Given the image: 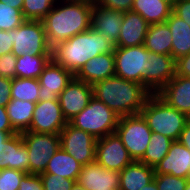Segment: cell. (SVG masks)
<instances>
[{
	"mask_svg": "<svg viewBox=\"0 0 190 190\" xmlns=\"http://www.w3.org/2000/svg\"><path fill=\"white\" fill-rule=\"evenodd\" d=\"M25 21L22 11L0 1V29L10 31Z\"/></svg>",
	"mask_w": 190,
	"mask_h": 190,
	"instance_id": "obj_33",
	"label": "cell"
},
{
	"mask_svg": "<svg viewBox=\"0 0 190 190\" xmlns=\"http://www.w3.org/2000/svg\"><path fill=\"white\" fill-rule=\"evenodd\" d=\"M58 0H24L22 14L25 20L42 21Z\"/></svg>",
	"mask_w": 190,
	"mask_h": 190,
	"instance_id": "obj_32",
	"label": "cell"
},
{
	"mask_svg": "<svg viewBox=\"0 0 190 190\" xmlns=\"http://www.w3.org/2000/svg\"><path fill=\"white\" fill-rule=\"evenodd\" d=\"M134 0H97L95 3L99 7L114 9L116 11H131Z\"/></svg>",
	"mask_w": 190,
	"mask_h": 190,
	"instance_id": "obj_38",
	"label": "cell"
},
{
	"mask_svg": "<svg viewBox=\"0 0 190 190\" xmlns=\"http://www.w3.org/2000/svg\"><path fill=\"white\" fill-rule=\"evenodd\" d=\"M144 46L149 52L171 55V31L166 22L149 25Z\"/></svg>",
	"mask_w": 190,
	"mask_h": 190,
	"instance_id": "obj_26",
	"label": "cell"
},
{
	"mask_svg": "<svg viewBox=\"0 0 190 190\" xmlns=\"http://www.w3.org/2000/svg\"><path fill=\"white\" fill-rule=\"evenodd\" d=\"M93 97L106 104L119 117L140 114L152 94L143 84L128 81L116 75L97 82Z\"/></svg>",
	"mask_w": 190,
	"mask_h": 190,
	"instance_id": "obj_2",
	"label": "cell"
},
{
	"mask_svg": "<svg viewBox=\"0 0 190 190\" xmlns=\"http://www.w3.org/2000/svg\"><path fill=\"white\" fill-rule=\"evenodd\" d=\"M70 190H85L81 185H79L77 182L72 186Z\"/></svg>",
	"mask_w": 190,
	"mask_h": 190,
	"instance_id": "obj_49",
	"label": "cell"
},
{
	"mask_svg": "<svg viewBox=\"0 0 190 190\" xmlns=\"http://www.w3.org/2000/svg\"><path fill=\"white\" fill-rule=\"evenodd\" d=\"M178 141L190 151V121L185 124Z\"/></svg>",
	"mask_w": 190,
	"mask_h": 190,
	"instance_id": "obj_45",
	"label": "cell"
},
{
	"mask_svg": "<svg viewBox=\"0 0 190 190\" xmlns=\"http://www.w3.org/2000/svg\"><path fill=\"white\" fill-rule=\"evenodd\" d=\"M165 1L169 2V3L173 6V4H174V2H175L176 0H165Z\"/></svg>",
	"mask_w": 190,
	"mask_h": 190,
	"instance_id": "obj_51",
	"label": "cell"
},
{
	"mask_svg": "<svg viewBox=\"0 0 190 190\" xmlns=\"http://www.w3.org/2000/svg\"><path fill=\"white\" fill-rule=\"evenodd\" d=\"M6 168L29 173L28 149L23 143L21 133L11 135L0 145V170Z\"/></svg>",
	"mask_w": 190,
	"mask_h": 190,
	"instance_id": "obj_18",
	"label": "cell"
},
{
	"mask_svg": "<svg viewBox=\"0 0 190 190\" xmlns=\"http://www.w3.org/2000/svg\"><path fill=\"white\" fill-rule=\"evenodd\" d=\"M67 123L63 117L59 100L38 101L28 131L59 134Z\"/></svg>",
	"mask_w": 190,
	"mask_h": 190,
	"instance_id": "obj_12",
	"label": "cell"
},
{
	"mask_svg": "<svg viewBox=\"0 0 190 190\" xmlns=\"http://www.w3.org/2000/svg\"><path fill=\"white\" fill-rule=\"evenodd\" d=\"M16 61L15 54L7 53L0 56V77L13 79L16 77Z\"/></svg>",
	"mask_w": 190,
	"mask_h": 190,
	"instance_id": "obj_37",
	"label": "cell"
},
{
	"mask_svg": "<svg viewBox=\"0 0 190 190\" xmlns=\"http://www.w3.org/2000/svg\"><path fill=\"white\" fill-rule=\"evenodd\" d=\"M172 12L190 26V0H176Z\"/></svg>",
	"mask_w": 190,
	"mask_h": 190,
	"instance_id": "obj_40",
	"label": "cell"
},
{
	"mask_svg": "<svg viewBox=\"0 0 190 190\" xmlns=\"http://www.w3.org/2000/svg\"><path fill=\"white\" fill-rule=\"evenodd\" d=\"M123 22V12L94 3L91 11V27L101 33L114 47L117 45L120 29Z\"/></svg>",
	"mask_w": 190,
	"mask_h": 190,
	"instance_id": "obj_17",
	"label": "cell"
},
{
	"mask_svg": "<svg viewBox=\"0 0 190 190\" xmlns=\"http://www.w3.org/2000/svg\"><path fill=\"white\" fill-rule=\"evenodd\" d=\"M175 62L172 55L149 52L143 85L157 94L175 76Z\"/></svg>",
	"mask_w": 190,
	"mask_h": 190,
	"instance_id": "obj_14",
	"label": "cell"
},
{
	"mask_svg": "<svg viewBox=\"0 0 190 190\" xmlns=\"http://www.w3.org/2000/svg\"><path fill=\"white\" fill-rule=\"evenodd\" d=\"M12 48V30L3 31L0 29V56L7 53H11Z\"/></svg>",
	"mask_w": 190,
	"mask_h": 190,
	"instance_id": "obj_43",
	"label": "cell"
},
{
	"mask_svg": "<svg viewBox=\"0 0 190 190\" xmlns=\"http://www.w3.org/2000/svg\"><path fill=\"white\" fill-rule=\"evenodd\" d=\"M114 75V53H102L87 61L74 77L93 86Z\"/></svg>",
	"mask_w": 190,
	"mask_h": 190,
	"instance_id": "obj_22",
	"label": "cell"
},
{
	"mask_svg": "<svg viewBox=\"0 0 190 190\" xmlns=\"http://www.w3.org/2000/svg\"><path fill=\"white\" fill-rule=\"evenodd\" d=\"M185 190H190V179H188V181H187Z\"/></svg>",
	"mask_w": 190,
	"mask_h": 190,
	"instance_id": "obj_50",
	"label": "cell"
},
{
	"mask_svg": "<svg viewBox=\"0 0 190 190\" xmlns=\"http://www.w3.org/2000/svg\"><path fill=\"white\" fill-rule=\"evenodd\" d=\"M52 55L24 54L17 57L16 77L38 79L45 65L50 61Z\"/></svg>",
	"mask_w": 190,
	"mask_h": 190,
	"instance_id": "obj_29",
	"label": "cell"
},
{
	"mask_svg": "<svg viewBox=\"0 0 190 190\" xmlns=\"http://www.w3.org/2000/svg\"><path fill=\"white\" fill-rule=\"evenodd\" d=\"M92 98L93 87L73 77L58 97L65 120L69 122L78 115L89 104Z\"/></svg>",
	"mask_w": 190,
	"mask_h": 190,
	"instance_id": "obj_13",
	"label": "cell"
},
{
	"mask_svg": "<svg viewBox=\"0 0 190 190\" xmlns=\"http://www.w3.org/2000/svg\"><path fill=\"white\" fill-rule=\"evenodd\" d=\"M140 190H158V187L156 185V181L155 179H153L152 181H150L149 184L145 185L142 189Z\"/></svg>",
	"mask_w": 190,
	"mask_h": 190,
	"instance_id": "obj_47",
	"label": "cell"
},
{
	"mask_svg": "<svg viewBox=\"0 0 190 190\" xmlns=\"http://www.w3.org/2000/svg\"><path fill=\"white\" fill-rule=\"evenodd\" d=\"M154 179L158 190H185L187 178L172 176L170 174H155Z\"/></svg>",
	"mask_w": 190,
	"mask_h": 190,
	"instance_id": "obj_34",
	"label": "cell"
},
{
	"mask_svg": "<svg viewBox=\"0 0 190 190\" xmlns=\"http://www.w3.org/2000/svg\"><path fill=\"white\" fill-rule=\"evenodd\" d=\"M0 131L8 132L10 135L17 133L10 123L6 106H0Z\"/></svg>",
	"mask_w": 190,
	"mask_h": 190,
	"instance_id": "obj_44",
	"label": "cell"
},
{
	"mask_svg": "<svg viewBox=\"0 0 190 190\" xmlns=\"http://www.w3.org/2000/svg\"><path fill=\"white\" fill-rule=\"evenodd\" d=\"M12 79L0 77V106H6L11 99Z\"/></svg>",
	"mask_w": 190,
	"mask_h": 190,
	"instance_id": "obj_41",
	"label": "cell"
},
{
	"mask_svg": "<svg viewBox=\"0 0 190 190\" xmlns=\"http://www.w3.org/2000/svg\"><path fill=\"white\" fill-rule=\"evenodd\" d=\"M115 75L128 81L143 84L149 51L144 44L114 48Z\"/></svg>",
	"mask_w": 190,
	"mask_h": 190,
	"instance_id": "obj_9",
	"label": "cell"
},
{
	"mask_svg": "<svg viewBox=\"0 0 190 190\" xmlns=\"http://www.w3.org/2000/svg\"><path fill=\"white\" fill-rule=\"evenodd\" d=\"M175 74L190 78V53L176 59Z\"/></svg>",
	"mask_w": 190,
	"mask_h": 190,
	"instance_id": "obj_42",
	"label": "cell"
},
{
	"mask_svg": "<svg viewBox=\"0 0 190 190\" xmlns=\"http://www.w3.org/2000/svg\"><path fill=\"white\" fill-rule=\"evenodd\" d=\"M165 22L171 31L172 57L176 60L188 55L190 53V26L173 12Z\"/></svg>",
	"mask_w": 190,
	"mask_h": 190,
	"instance_id": "obj_24",
	"label": "cell"
},
{
	"mask_svg": "<svg viewBox=\"0 0 190 190\" xmlns=\"http://www.w3.org/2000/svg\"><path fill=\"white\" fill-rule=\"evenodd\" d=\"M82 165L79 164L71 155L60 148L50 157L47 168L41 174H55L67 179L77 181Z\"/></svg>",
	"mask_w": 190,
	"mask_h": 190,
	"instance_id": "obj_28",
	"label": "cell"
},
{
	"mask_svg": "<svg viewBox=\"0 0 190 190\" xmlns=\"http://www.w3.org/2000/svg\"><path fill=\"white\" fill-rule=\"evenodd\" d=\"M172 143L173 140L169 137L152 132L150 144L148 145L144 156L139 161L155 168L167 155Z\"/></svg>",
	"mask_w": 190,
	"mask_h": 190,
	"instance_id": "obj_30",
	"label": "cell"
},
{
	"mask_svg": "<svg viewBox=\"0 0 190 190\" xmlns=\"http://www.w3.org/2000/svg\"><path fill=\"white\" fill-rule=\"evenodd\" d=\"M19 190H43L40 175L26 173L21 178Z\"/></svg>",
	"mask_w": 190,
	"mask_h": 190,
	"instance_id": "obj_39",
	"label": "cell"
},
{
	"mask_svg": "<svg viewBox=\"0 0 190 190\" xmlns=\"http://www.w3.org/2000/svg\"><path fill=\"white\" fill-rule=\"evenodd\" d=\"M12 42V53L17 57L24 54L52 55L42 21L25 20L20 26L12 29Z\"/></svg>",
	"mask_w": 190,
	"mask_h": 190,
	"instance_id": "obj_7",
	"label": "cell"
},
{
	"mask_svg": "<svg viewBox=\"0 0 190 190\" xmlns=\"http://www.w3.org/2000/svg\"><path fill=\"white\" fill-rule=\"evenodd\" d=\"M141 114L152 132L167 136L173 141H178L189 121L185 114L169 106L157 94H151L147 98Z\"/></svg>",
	"mask_w": 190,
	"mask_h": 190,
	"instance_id": "obj_4",
	"label": "cell"
},
{
	"mask_svg": "<svg viewBox=\"0 0 190 190\" xmlns=\"http://www.w3.org/2000/svg\"><path fill=\"white\" fill-rule=\"evenodd\" d=\"M154 172L190 179V151L179 141H173L167 155L154 168Z\"/></svg>",
	"mask_w": 190,
	"mask_h": 190,
	"instance_id": "obj_19",
	"label": "cell"
},
{
	"mask_svg": "<svg viewBox=\"0 0 190 190\" xmlns=\"http://www.w3.org/2000/svg\"><path fill=\"white\" fill-rule=\"evenodd\" d=\"M74 75L56 63L52 58L39 76V101L58 100L59 94L66 88Z\"/></svg>",
	"mask_w": 190,
	"mask_h": 190,
	"instance_id": "obj_15",
	"label": "cell"
},
{
	"mask_svg": "<svg viewBox=\"0 0 190 190\" xmlns=\"http://www.w3.org/2000/svg\"><path fill=\"white\" fill-rule=\"evenodd\" d=\"M157 95L169 106L190 116V78L175 74Z\"/></svg>",
	"mask_w": 190,
	"mask_h": 190,
	"instance_id": "obj_20",
	"label": "cell"
},
{
	"mask_svg": "<svg viewBox=\"0 0 190 190\" xmlns=\"http://www.w3.org/2000/svg\"><path fill=\"white\" fill-rule=\"evenodd\" d=\"M36 103L10 99L6 105L7 114L13 129L17 133L28 131L33 118Z\"/></svg>",
	"mask_w": 190,
	"mask_h": 190,
	"instance_id": "obj_27",
	"label": "cell"
},
{
	"mask_svg": "<svg viewBox=\"0 0 190 190\" xmlns=\"http://www.w3.org/2000/svg\"><path fill=\"white\" fill-rule=\"evenodd\" d=\"M114 46L90 27L52 48V59L75 75L91 58L113 53Z\"/></svg>",
	"mask_w": 190,
	"mask_h": 190,
	"instance_id": "obj_3",
	"label": "cell"
},
{
	"mask_svg": "<svg viewBox=\"0 0 190 190\" xmlns=\"http://www.w3.org/2000/svg\"><path fill=\"white\" fill-rule=\"evenodd\" d=\"M25 174L10 168L0 170V190H19L21 178Z\"/></svg>",
	"mask_w": 190,
	"mask_h": 190,
	"instance_id": "obj_36",
	"label": "cell"
},
{
	"mask_svg": "<svg viewBox=\"0 0 190 190\" xmlns=\"http://www.w3.org/2000/svg\"><path fill=\"white\" fill-rule=\"evenodd\" d=\"M21 136L28 149L29 173L37 175L44 173L50 157L60 149L59 134L25 131Z\"/></svg>",
	"mask_w": 190,
	"mask_h": 190,
	"instance_id": "obj_8",
	"label": "cell"
},
{
	"mask_svg": "<svg viewBox=\"0 0 190 190\" xmlns=\"http://www.w3.org/2000/svg\"><path fill=\"white\" fill-rule=\"evenodd\" d=\"M149 24L133 11L123 13V22L116 47H132L144 44Z\"/></svg>",
	"mask_w": 190,
	"mask_h": 190,
	"instance_id": "obj_21",
	"label": "cell"
},
{
	"mask_svg": "<svg viewBox=\"0 0 190 190\" xmlns=\"http://www.w3.org/2000/svg\"><path fill=\"white\" fill-rule=\"evenodd\" d=\"M10 136L8 132L0 131V145H3Z\"/></svg>",
	"mask_w": 190,
	"mask_h": 190,
	"instance_id": "obj_48",
	"label": "cell"
},
{
	"mask_svg": "<svg viewBox=\"0 0 190 190\" xmlns=\"http://www.w3.org/2000/svg\"><path fill=\"white\" fill-rule=\"evenodd\" d=\"M119 116L106 104L93 97L89 104L68 123L96 139L114 133Z\"/></svg>",
	"mask_w": 190,
	"mask_h": 190,
	"instance_id": "obj_5",
	"label": "cell"
},
{
	"mask_svg": "<svg viewBox=\"0 0 190 190\" xmlns=\"http://www.w3.org/2000/svg\"><path fill=\"white\" fill-rule=\"evenodd\" d=\"M95 2L89 0H58L42 20L51 48L91 27V11Z\"/></svg>",
	"mask_w": 190,
	"mask_h": 190,
	"instance_id": "obj_1",
	"label": "cell"
},
{
	"mask_svg": "<svg viewBox=\"0 0 190 190\" xmlns=\"http://www.w3.org/2000/svg\"><path fill=\"white\" fill-rule=\"evenodd\" d=\"M115 132L121 138L129 156L134 161H139L144 156L152 135L142 114L119 117Z\"/></svg>",
	"mask_w": 190,
	"mask_h": 190,
	"instance_id": "obj_6",
	"label": "cell"
},
{
	"mask_svg": "<svg viewBox=\"0 0 190 190\" xmlns=\"http://www.w3.org/2000/svg\"><path fill=\"white\" fill-rule=\"evenodd\" d=\"M173 6L165 0H134L131 11L139 13L149 25L164 23Z\"/></svg>",
	"mask_w": 190,
	"mask_h": 190,
	"instance_id": "obj_25",
	"label": "cell"
},
{
	"mask_svg": "<svg viewBox=\"0 0 190 190\" xmlns=\"http://www.w3.org/2000/svg\"><path fill=\"white\" fill-rule=\"evenodd\" d=\"M39 90V79L15 77L12 79L10 96L11 99L37 103L39 101Z\"/></svg>",
	"mask_w": 190,
	"mask_h": 190,
	"instance_id": "obj_31",
	"label": "cell"
},
{
	"mask_svg": "<svg viewBox=\"0 0 190 190\" xmlns=\"http://www.w3.org/2000/svg\"><path fill=\"white\" fill-rule=\"evenodd\" d=\"M120 173L119 190H140L154 179V168L140 161H132Z\"/></svg>",
	"mask_w": 190,
	"mask_h": 190,
	"instance_id": "obj_23",
	"label": "cell"
},
{
	"mask_svg": "<svg viewBox=\"0 0 190 190\" xmlns=\"http://www.w3.org/2000/svg\"><path fill=\"white\" fill-rule=\"evenodd\" d=\"M43 183V190H70L75 180L67 179L55 174H39Z\"/></svg>",
	"mask_w": 190,
	"mask_h": 190,
	"instance_id": "obj_35",
	"label": "cell"
},
{
	"mask_svg": "<svg viewBox=\"0 0 190 190\" xmlns=\"http://www.w3.org/2000/svg\"><path fill=\"white\" fill-rule=\"evenodd\" d=\"M95 161L103 168L121 172L133 159L116 132L97 139Z\"/></svg>",
	"mask_w": 190,
	"mask_h": 190,
	"instance_id": "obj_11",
	"label": "cell"
},
{
	"mask_svg": "<svg viewBox=\"0 0 190 190\" xmlns=\"http://www.w3.org/2000/svg\"><path fill=\"white\" fill-rule=\"evenodd\" d=\"M5 4H8L9 6L19 9L20 11H22V6H23V2L24 0H0Z\"/></svg>",
	"mask_w": 190,
	"mask_h": 190,
	"instance_id": "obj_46",
	"label": "cell"
},
{
	"mask_svg": "<svg viewBox=\"0 0 190 190\" xmlns=\"http://www.w3.org/2000/svg\"><path fill=\"white\" fill-rule=\"evenodd\" d=\"M120 173L103 168L96 161L81 167L77 183L85 190L119 189Z\"/></svg>",
	"mask_w": 190,
	"mask_h": 190,
	"instance_id": "obj_16",
	"label": "cell"
},
{
	"mask_svg": "<svg viewBox=\"0 0 190 190\" xmlns=\"http://www.w3.org/2000/svg\"><path fill=\"white\" fill-rule=\"evenodd\" d=\"M60 148L71 155L80 165L95 161L97 139L69 123L59 133Z\"/></svg>",
	"mask_w": 190,
	"mask_h": 190,
	"instance_id": "obj_10",
	"label": "cell"
}]
</instances>
